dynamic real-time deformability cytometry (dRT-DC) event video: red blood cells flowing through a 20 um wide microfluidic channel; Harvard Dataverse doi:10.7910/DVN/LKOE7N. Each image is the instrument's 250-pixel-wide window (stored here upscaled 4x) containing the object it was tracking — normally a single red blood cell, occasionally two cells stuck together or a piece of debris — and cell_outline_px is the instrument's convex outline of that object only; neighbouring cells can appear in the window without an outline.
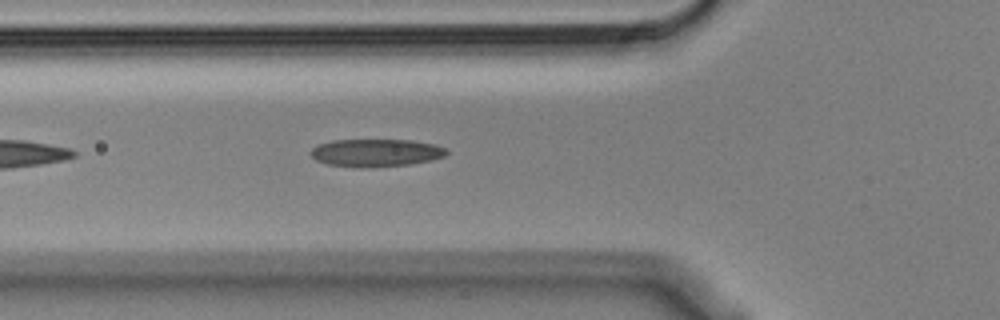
{"species": "Egyptian fruit bat (a non-hibernating species)", "species_latin": "Rousettus aegyptiacus", "temperature_condition": "cold", "stored_images_in_passage": 13, "camera_frame_rate_fps": 3000, "um_per_image_px": 0.085, "animal": {"sex": "male"}, "frame": {"image": 1, "passage_image": 6, "time_ms": 1.667, "image_size_px": [1000, 320], "cell_outline_px": [[448, 152], [444, 156], [428, 160], [408, 164], [368, 168], [356, 168], [328, 164], [316, 160], [308, 152], [316, 144], [332, 140], [412, 140], [436, 144], [448, 148]], "centroid_in_image_um": [31.92, 12.98], "position_along_channel_um": 93.9, "area_um2": 22.14}}
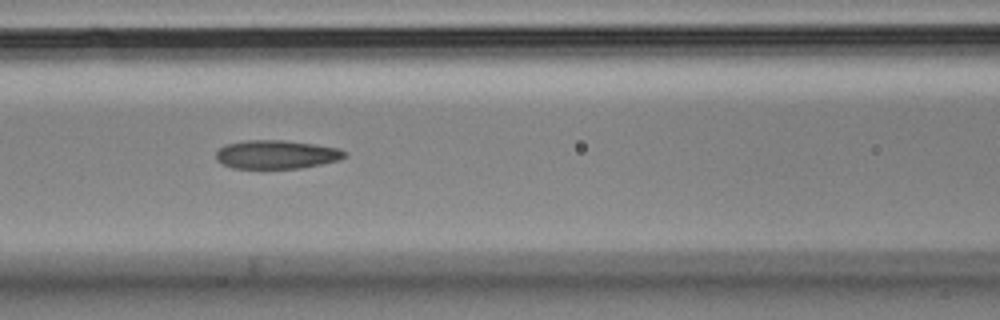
{"frame": {"image": 2, "passage_image": 10, "time_ms": 3.0, "image_size_px": [1000, 320], "cell_outline_px": [[348, 156], [340, 160], [300, 168], [232, 168], [216, 160], [216, 152], [224, 144], [244, 140], [284, 140], [340, 148], [348, 152]], "centroid_in_image_um": [23.51, 13.12], "position_along_channel_um": 143.1, "area_um2": 21.56}}